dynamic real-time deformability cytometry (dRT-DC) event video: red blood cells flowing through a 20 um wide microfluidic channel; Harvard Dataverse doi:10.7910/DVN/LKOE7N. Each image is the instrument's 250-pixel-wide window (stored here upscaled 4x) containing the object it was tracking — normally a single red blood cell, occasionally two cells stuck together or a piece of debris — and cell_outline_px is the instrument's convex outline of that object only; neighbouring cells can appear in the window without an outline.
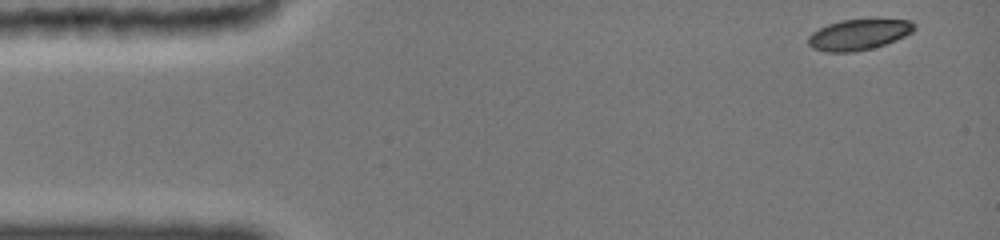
{"species": "common noctule bat (a hibernating species)", "species_latin": "Nyctalus noctula", "temperature_condition": "cold", "stored_images_in_passage": 45, "camera_frame_rate_fps": 3000, "um_per_image_px": 0.085, "animal": {"sex": "female", "body_mass_g": 19.0, "forearm_length_mm": 51.5}, "frame": {"image": 1, "passage_image": 1, "time_ms": 0.0, "image_size_px": [1000, 240], "cell_outline_px": [[916, 28], [912, 32], [896, 40], [872, 48], [852, 52], [828, 52], [812, 48], [808, 44], [808, 36], [812, 32], [828, 24], [840, 20], [912, 20], [916, 24]], "centroid_in_image_um": [72.98, 2.94], "position_along_channel_um": 12.0, "area_um2": 18.84}}
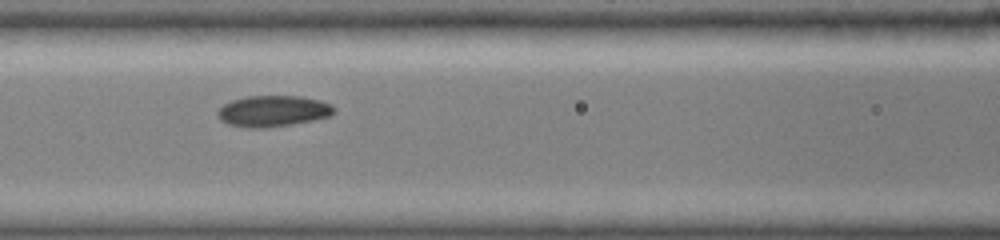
{"frame": {"image": 2, "passage_image": 19, "time_ms": 6.0, "image_size_px": [1000, 240], "cell_outline_px": [[336, 112], [332, 116], [312, 120], [288, 124], [228, 124], [220, 116], [220, 108], [224, 104], [232, 100], [244, 96], [300, 96], [320, 100], [332, 104], [336, 108]], "centroid_in_image_um": [23.36, 9.36], "position_along_channel_um": 143.2, "area_um2": 19.83}}
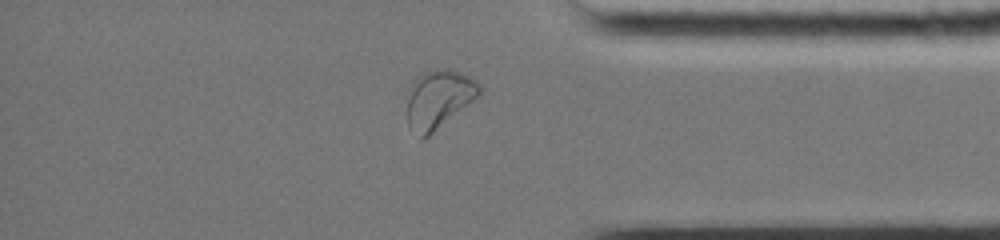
{"frame": {"image": 3, "passage_image": 39, "time_ms": 12.667, "image_size_px": [1000, 240], "cell_outline_px": [[484, 88], [480, 96], [424, 140], [420, 140], [408, 124], [408, 88], [412, 80], [420, 72], [440, 68], [444, 68], [460, 72], [476, 80]], "centroid_in_image_um": [37.3, 8.41], "position_along_channel_um": 397.9, "area_um2": 25.26}, "authors_computed_cell_mechanics": {"area_um2": 20.2878, "velocity_mm_per_s": 3.9037, "shape_relaxation_time_tau1_ms": 4.5329, "shape_relaxation_time_tau2_ms": 11.1149, "deformation_change_tau1": 0.1201, "deformation_change_tau2": 0.1212}}